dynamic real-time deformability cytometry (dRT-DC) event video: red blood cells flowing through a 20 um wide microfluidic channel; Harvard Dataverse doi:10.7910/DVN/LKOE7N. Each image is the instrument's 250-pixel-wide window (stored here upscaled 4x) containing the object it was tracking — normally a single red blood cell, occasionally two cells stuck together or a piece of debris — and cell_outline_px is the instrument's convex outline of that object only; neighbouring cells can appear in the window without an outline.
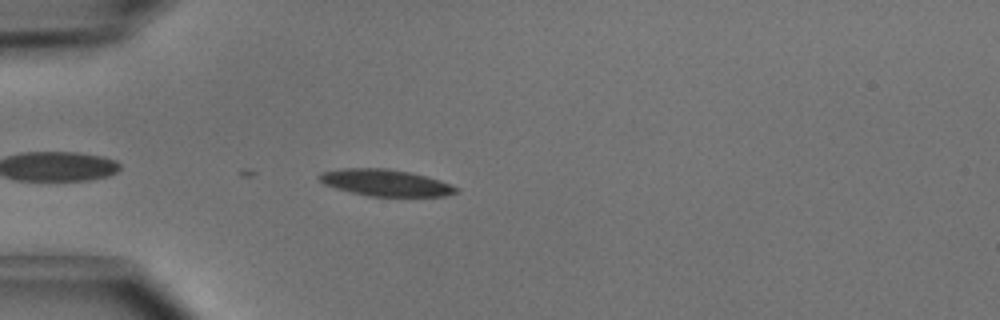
{"species": "common noctule bat (a hibernating species)", "species_latin": "Nyctalus noctula", "temperature_condition": "cold", "stored_images_in_passage": 9, "camera_frame_rate_fps": 3000, "um_per_image_px": 0.085, "animal": {"sex": "male", "body_mass_g": 15.6}, "frame": {"image": 1, "passage_image": 3, "time_ms": 0.667, "image_size_px": [1000, 320], "cell_outline_px": [[460, 192], [444, 196], [368, 196], [336, 188], [324, 184], [320, 180], [320, 176], [324, 172], [344, 168], [388, 168], [412, 172], [428, 176], [440, 180], [460, 188]], "centroid_in_image_um": [32.86, 15.53], "position_along_channel_um": 52.1, "area_um2": 21.21}}
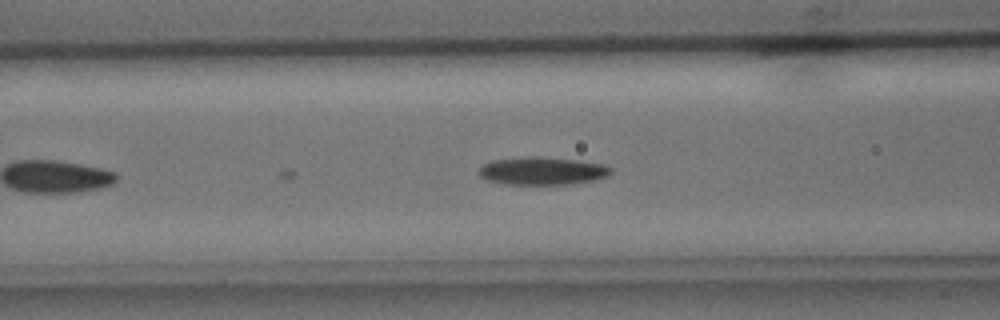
{"frame": {"image": 2, "passage_image": 9, "time_ms": 2.667, "image_size_px": [1000, 320], "cell_outline_px": [[612, 172], [608, 176], [596, 180], [572, 184], [504, 184], [484, 180], [476, 172], [484, 164], [492, 160], [528, 156], [540, 156], [576, 160], [604, 164], [612, 168]], "centroid_in_image_um": [46.08, 14.53], "position_along_channel_um": 120.5, "area_um2": 21.73}}